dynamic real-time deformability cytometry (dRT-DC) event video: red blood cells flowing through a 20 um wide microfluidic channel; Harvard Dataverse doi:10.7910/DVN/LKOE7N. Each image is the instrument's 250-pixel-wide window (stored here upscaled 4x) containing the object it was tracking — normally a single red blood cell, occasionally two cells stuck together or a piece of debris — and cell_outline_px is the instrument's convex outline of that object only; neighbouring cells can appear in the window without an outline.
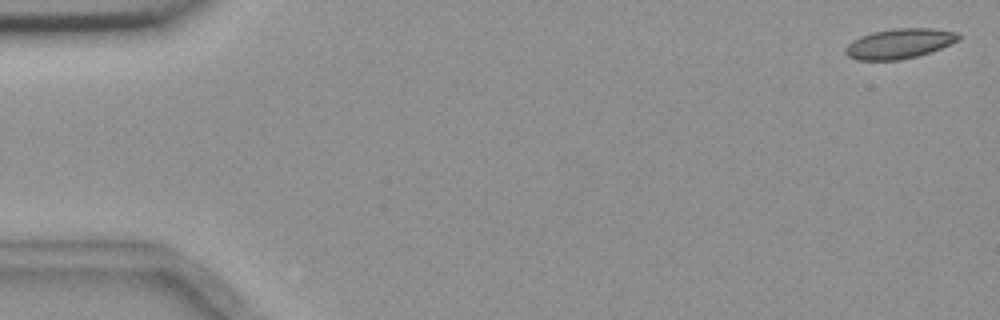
{"species": "common noctule bat (a hibernating species)", "species_latin": "Nyctalus noctula", "temperature_condition": "room temperature", "stored_images_in_passage": 6, "camera_frame_rate_fps": 3000, "um_per_image_px": 0.085, "animal": {"sex": "female", "body_mass_g": 18.4}, "frame": {"image": 1, "passage_image": 1, "time_ms": 0.0, "image_size_px": [1000, 320], "cell_outline_px": [[960, 40], [940, 48], [916, 56], [900, 60], [856, 60], [848, 56], [844, 52], [844, 48], [852, 40], [860, 36], [872, 32], [896, 28], [932, 28], [956, 32], [960, 36]], "centroid_in_image_um": [76.41, 3.7], "position_along_channel_um": 8.6, "area_um2": 19.71}}